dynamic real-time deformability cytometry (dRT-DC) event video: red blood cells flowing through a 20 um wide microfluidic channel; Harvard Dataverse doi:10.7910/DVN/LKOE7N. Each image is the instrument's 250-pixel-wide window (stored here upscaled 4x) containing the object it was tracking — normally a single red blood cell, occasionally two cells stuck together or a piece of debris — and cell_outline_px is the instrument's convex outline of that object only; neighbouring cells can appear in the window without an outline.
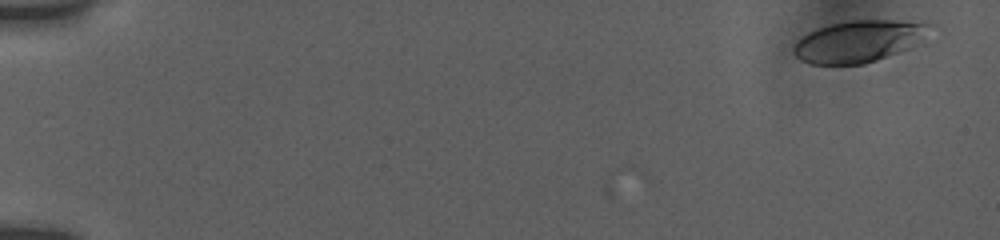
{"species": "human", "species_latin": "Homo sapiens", "temperature_condition": "room temperature", "stored_images_in_passage": 7, "camera_frame_rate_fps": 3000, "um_per_image_px": 0.085, "donor": {"sex": "female"}, "frame": {"image": 1, "passage_image": 1, "time_ms": 0.0, "image_size_px": [1000, 240], "cell_outline_px": [[932, 24], [924, 44], [864, 64], [808, 64], [800, 60], [792, 52], [792, 48], [808, 32], [832, 24], [852, 20], [892, 20]], "centroid_in_image_um": [73.07, 3.52], "position_along_channel_um": 11.9, "area_um2": 33.29}}